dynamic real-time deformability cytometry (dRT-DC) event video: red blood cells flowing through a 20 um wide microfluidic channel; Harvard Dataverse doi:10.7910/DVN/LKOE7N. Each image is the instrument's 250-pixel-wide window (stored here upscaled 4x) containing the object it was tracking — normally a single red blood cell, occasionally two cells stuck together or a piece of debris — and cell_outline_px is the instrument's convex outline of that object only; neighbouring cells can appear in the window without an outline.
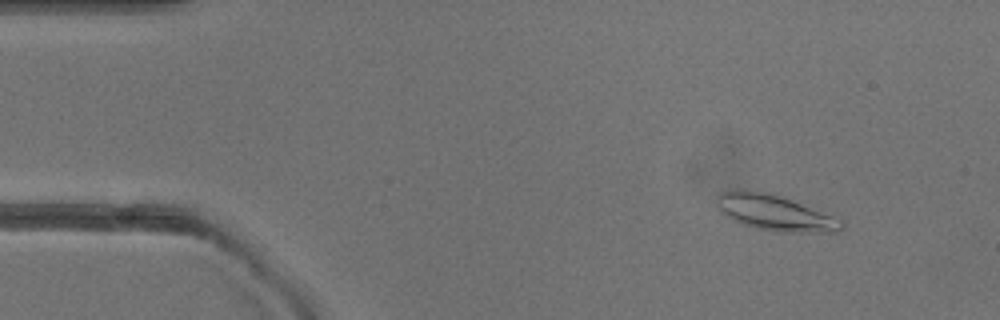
{"species": "common noctule bat (a hibernating species)", "species_latin": "Nyctalus noctula", "temperature_condition": "warm", "stored_images_in_passage": 51, "camera_frame_rate_fps": 3000, "um_per_image_px": 0.085, "animal": {"sex": "female"}, "frame": {"image": 1, "passage_image": 6, "time_ms": 1.667, "image_size_px": [1000, 320], "cell_outline_px": [[844, 228], [836, 232], [780, 232], [756, 228], [740, 224], [724, 216], [716, 208], [716, 196], [720, 192], [736, 188], [744, 188], [772, 192], [832, 216], [840, 220], [844, 224]], "centroid_in_image_um": [65.74, 18.05], "position_along_channel_um": 19.3, "area_um2": 26.53}}
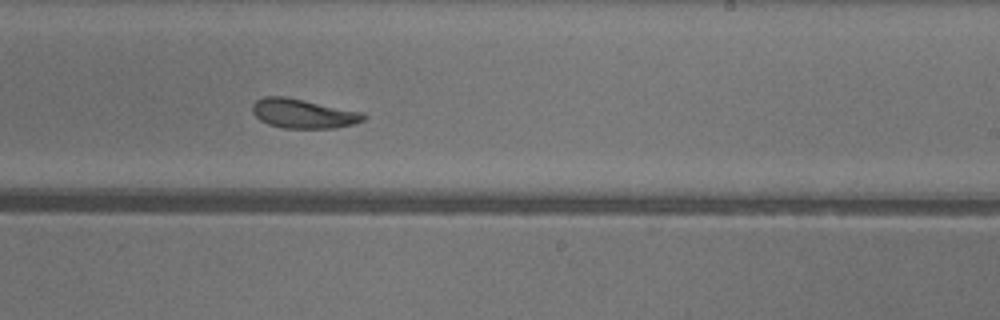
{"frame": {"image": 2, "passage_image": 31, "time_ms": 10.0, "image_size_px": [1000, 320], "cell_outline_px": [[368, 116], [364, 120], [352, 124], [336, 128], [284, 128], [268, 124], [260, 120], [252, 112], [252, 104], [256, 100], [264, 96], [284, 96], [364, 112]], "centroid_in_image_um": [25.78, 9.65], "position_along_channel_um": 263.2, "area_um2": 19.07}}
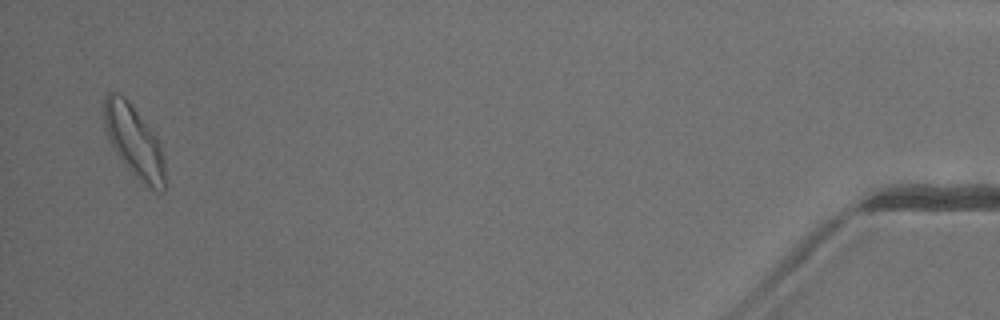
{"frame": {"image": 3, "passage_image": 50, "time_ms": 16.333, "image_size_px": [1000, 320], "cell_outline_px": [[164, 192], [156, 192], [140, 180], [128, 168], [116, 152], [108, 136], [104, 124], [104, 96], [108, 92], [116, 92], [124, 96], [128, 100], [152, 132], [160, 144], [164, 156]], "centroid_in_image_um": [11.4, 12.0], "position_along_channel_um": 423.8, "area_um2": 24.91}, "authors_computed_cell_mechanics": {"area_um2": 20.2878, "velocity_mm_per_s": 4.0115, "shape_relaxation_time_tau1_ms": 4.5261, "shape_relaxation_time_tau2_ms": 5.3093, "deformation_change_tau1": 0.1338, "deformation_change_tau2": 0.133}}